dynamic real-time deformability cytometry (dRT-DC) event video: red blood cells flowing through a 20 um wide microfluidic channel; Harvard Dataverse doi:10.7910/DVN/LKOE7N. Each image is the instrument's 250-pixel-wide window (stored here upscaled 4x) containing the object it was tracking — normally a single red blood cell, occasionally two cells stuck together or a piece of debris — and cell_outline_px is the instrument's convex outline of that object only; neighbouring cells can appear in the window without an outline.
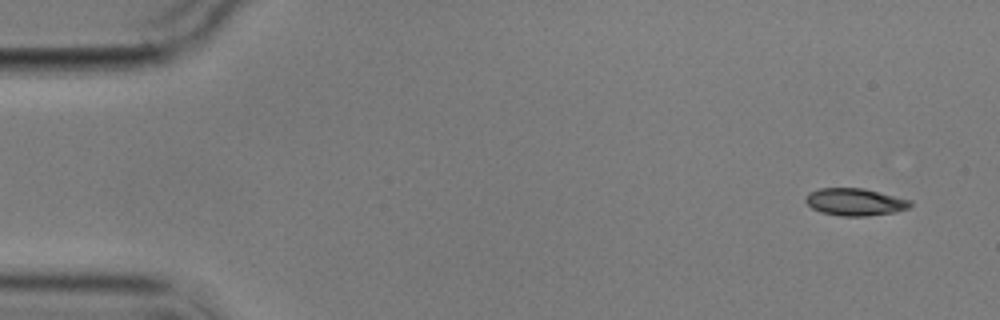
{"species": "common noctule bat (a hibernating species)", "species_latin": "Nyctalus noctula", "temperature_condition": "cold", "stored_images_in_passage": 4, "camera_frame_rate_fps": 3000, "um_per_image_px": 0.085, "animal": {"sex": "male", "body_mass_g": 17.9}, "frame": {"image": 1, "passage_image": 1, "time_ms": 0.0, "image_size_px": [1000, 320], "cell_outline_px": [[912, 204], [908, 208], [896, 212], [868, 216], [840, 216], [820, 212], [812, 208], [804, 200], [808, 192], [820, 188], [864, 188], [912, 200]], "centroid_in_image_um": [72.68, 17.17], "position_along_channel_um": 12.3, "area_um2": 16.82}}
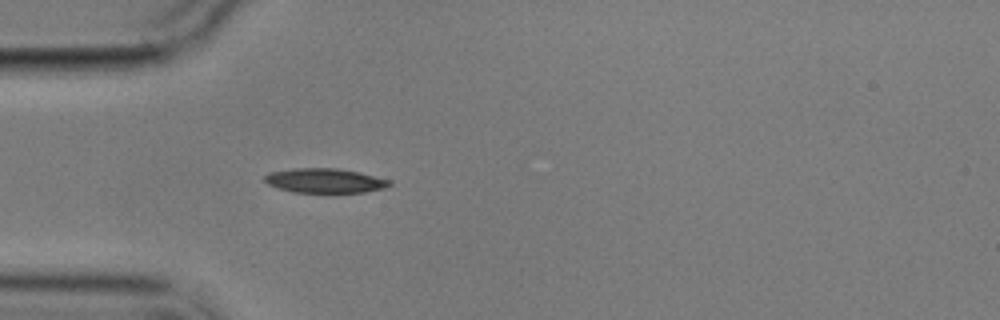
{"frame": {"image": 2, "passage_image": 4, "time_ms": 4.333, "image_size_px": [1000, 320], "cell_outline_px": [[392, 184], [384, 188], [364, 192], [292, 192], [268, 184], [264, 180], [264, 176], [268, 172], [296, 168], [336, 168], [360, 172], [392, 180]], "centroid_in_image_um": [27.63, 15.34], "position_along_channel_um": 57.4, "area_um2": 17.8}}